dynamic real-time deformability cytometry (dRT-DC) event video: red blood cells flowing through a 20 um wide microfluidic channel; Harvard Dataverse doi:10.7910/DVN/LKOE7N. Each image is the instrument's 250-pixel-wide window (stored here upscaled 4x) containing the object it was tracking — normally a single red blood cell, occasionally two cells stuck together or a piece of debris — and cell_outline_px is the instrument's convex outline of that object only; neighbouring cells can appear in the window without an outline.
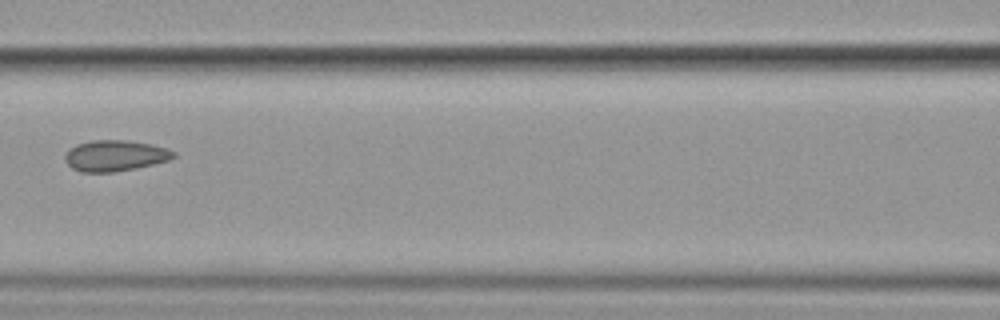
{"species": "common noctule bat (a hibernating species)", "species_latin": "Nyctalus noctula", "temperature_condition": "cold", "stored_images_in_passage": 7, "camera_frame_rate_fps": 3000, "um_per_image_px": 0.085, "animal": {"sex": "female", "body_mass_g": 19.9}, "frame": {"image": 1, "passage_image": 7, "time_ms": 7.0, "image_size_px": [1000, 320], "cell_outline_px": [[176, 156], [168, 160], [136, 168], [112, 172], [80, 172], [72, 168], [64, 160], [64, 156], [76, 144], [92, 140], [128, 140], [152, 144], [168, 148], [176, 152]], "centroid_in_image_um": [9.8, 13.22], "position_along_channel_um": 156.8, "area_um2": 19.59}}